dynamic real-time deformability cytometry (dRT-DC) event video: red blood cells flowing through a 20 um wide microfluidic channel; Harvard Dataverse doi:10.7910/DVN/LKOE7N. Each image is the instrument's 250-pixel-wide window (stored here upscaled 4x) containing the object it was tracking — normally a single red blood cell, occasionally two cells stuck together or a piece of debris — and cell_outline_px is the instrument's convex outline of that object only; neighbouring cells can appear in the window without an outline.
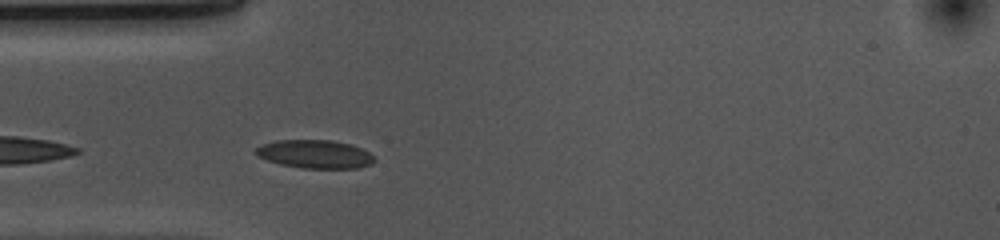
{"species": "common noctule bat (a hibernating species)", "species_latin": "Nyctalus noctula", "temperature_condition": "cold", "stored_images_in_passage": 14, "camera_frame_rate_fps": 3000, "um_per_image_px": 0.085, "animal": {"sex": "female", "body_mass_g": 10.0, "forearm_length_mm": 53.1}, "frame": {"image": 1, "passage_image": 3, "time_ms": 0.667, "image_size_px": [1000, 240], "cell_outline_px": [[376, 160], [372, 164], [356, 168], [304, 168], [280, 164], [256, 156], [256, 148], [264, 144], [276, 140], [332, 140], [352, 144], [368, 152]], "centroid_in_image_um": [26.78, 13.1], "position_along_channel_um": 58.2, "area_um2": 19.48}}
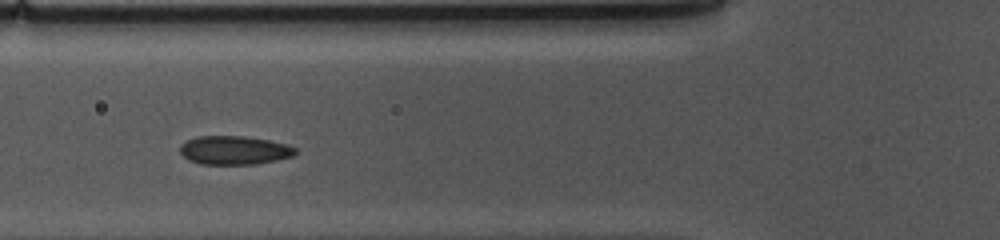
{"frame": {"image": 2, "passage_image": 7, "time_ms": 2.0, "image_size_px": [1000, 240], "cell_outline_px": [[296, 152], [292, 156], [276, 160], [256, 164], [200, 164], [188, 160], [180, 152], [180, 144], [196, 136], [244, 136], [268, 140], [288, 144], [296, 148]], "centroid_in_image_um": [19.9, 12.77], "position_along_channel_um": 105.9, "area_um2": 19.31}}
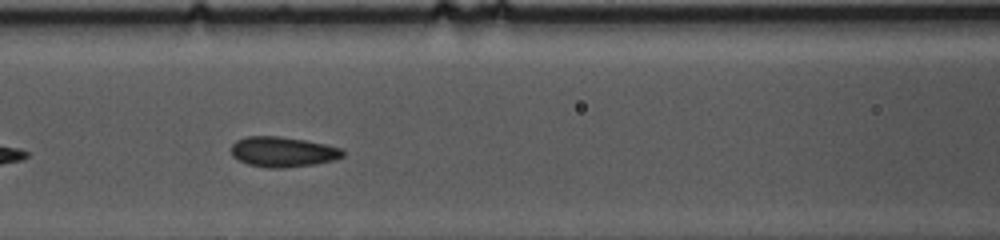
{"frame": {"image": 3, "passage_image": 10, "time_ms": 3.0, "image_size_px": [1000, 240], "cell_outline_px": [[344, 156], [332, 160], [316, 164], [284, 168], [268, 168], [248, 164], [232, 156], [232, 144], [236, 140], [248, 136], [276, 136], [304, 140], [324, 144], [340, 148], [344, 152]], "centroid_in_image_um": [24.03, 12.91], "position_along_channel_um": 142.6, "area_um2": 19.48}}